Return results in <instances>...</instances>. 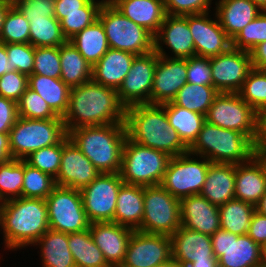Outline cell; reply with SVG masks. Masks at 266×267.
Listing matches in <instances>:
<instances>
[{
	"label": "cell",
	"instance_id": "6da1fadb",
	"mask_svg": "<svg viewBox=\"0 0 266 267\" xmlns=\"http://www.w3.org/2000/svg\"><path fill=\"white\" fill-rule=\"evenodd\" d=\"M126 107L117 90L93 82L72 87L68 109L62 117L66 130L82 126L125 123Z\"/></svg>",
	"mask_w": 266,
	"mask_h": 267
},
{
	"label": "cell",
	"instance_id": "7a4b0ae2",
	"mask_svg": "<svg viewBox=\"0 0 266 267\" xmlns=\"http://www.w3.org/2000/svg\"><path fill=\"white\" fill-rule=\"evenodd\" d=\"M0 228L5 250L33 246L49 230L45 199L20 197L1 202Z\"/></svg>",
	"mask_w": 266,
	"mask_h": 267
},
{
	"label": "cell",
	"instance_id": "3957f363",
	"mask_svg": "<svg viewBox=\"0 0 266 267\" xmlns=\"http://www.w3.org/2000/svg\"><path fill=\"white\" fill-rule=\"evenodd\" d=\"M127 137L145 147L166 152L171 157L184 154L189 148L171 127L161 105L136 104L126 108Z\"/></svg>",
	"mask_w": 266,
	"mask_h": 267
},
{
	"label": "cell",
	"instance_id": "277c9868",
	"mask_svg": "<svg viewBox=\"0 0 266 267\" xmlns=\"http://www.w3.org/2000/svg\"><path fill=\"white\" fill-rule=\"evenodd\" d=\"M100 173H119L127 138L125 123L82 126L68 133Z\"/></svg>",
	"mask_w": 266,
	"mask_h": 267
},
{
	"label": "cell",
	"instance_id": "5b68a950",
	"mask_svg": "<svg viewBox=\"0 0 266 267\" xmlns=\"http://www.w3.org/2000/svg\"><path fill=\"white\" fill-rule=\"evenodd\" d=\"M189 152L212 163L242 164L256 154V149L245 134L205 121Z\"/></svg>",
	"mask_w": 266,
	"mask_h": 267
},
{
	"label": "cell",
	"instance_id": "8992f818",
	"mask_svg": "<svg viewBox=\"0 0 266 267\" xmlns=\"http://www.w3.org/2000/svg\"><path fill=\"white\" fill-rule=\"evenodd\" d=\"M170 159L166 152L142 146L127 137L119 174L126 184L157 186L163 180Z\"/></svg>",
	"mask_w": 266,
	"mask_h": 267
},
{
	"label": "cell",
	"instance_id": "52a82bcc",
	"mask_svg": "<svg viewBox=\"0 0 266 267\" xmlns=\"http://www.w3.org/2000/svg\"><path fill=\"white\" fill-rule=\"evenodd\" d=\"M8 134L12 158L24 160L36 150L59 144L68 132L63 119L18 117Z\"/></svg>",
	"mask_w": 266,
	"mask_h": 267
},
{
	"label": "cell",
	"instance_id": "ba28073f",
	"mask_svg": "<svg viewBox=\"0 0 266 267\" xmlns=\"http://www.w3.org/2000/svg\"><path fill=\"white\" fill-rule=\"evenodd\" d=\"M98 19L104 26L110 48L136 56L154 51V36L120 13L109 0L101 6Z\"/></svg>",
	"mask_w": 266,
	"mask_h": 267
},
{
	"label": "cell",
	"instance_id": "9c48e42d",
	"mask_svg": "<svg viewBox=\"0 0 266 267\" xmlns=\"http://www.w3.org/2000/svg\"><path fill=\"white\" fill-rule=\"evenodd\" d=\"M210 163L189 151L171 157L160 185L179 200L200 194Z\"/></svg>",
	"mask_w": 266,
	"mask_h": 267
},
{
	"label": "cell",
	"instance_id": "30bf717a",
	"mask_svg": "<svg viewBox=\"0 0 266 267\" xmlns=\"http://www.w3.org/2000/svg\"><path fill=\"white\" fill-rule=\"evenodd\" d=\"M49 229L66 234L89 229V221L83 206L80 190L55 186L45 199Z\"/></svg>",
	"mask_w": 266,
	"mask_h": 267
},
{
	"label": "cell",
	"instance_id": "8fae6325",
	"mask_svg": "<svg viewBox=\"0 0 266 267\" xmlns=\"http://www.w3.org/2000/svg\"><path fill=\"white\" fill-rule=\"evenodd\" d=\"M180 226V200L161 185L144 186V214L138 230L171 236Z\"/></svg>",
	"mask_w": 266,
	"mask_h": 267
},
{
	"label": "cell",
	"instance_id": "7c38bea8",
	"mask_svg": "<svg viewBox=\"0 0 266 267\" xmlns=\"http://www.w3.org/2000/svg\"><path fill=\"white\" fill-rule=\"evenodd\" d=\"M208 123L245 134L253 143L256 111L238 93H218L205 116Z\"/></svg>",
	"mask_w": 266,
	"mask_h": 267
},
{
	"label": "cell",
	"instance_id": "4fadbf2b",
	"mask_svg": "<svg viewBox=\"0 0 266 267\" xmlns=\"http://www.w3.org/2000/svg\"><path fill=\"white\" fill-rule=\"evenodd\" d=\"M218 267H261L262 246L248 234L237 235L219 229L211 235Z\"/></svg>",
	"mask_w": 266,
	"mask_h": 267
},
{
	"label": "cell",
	"instance_id": "5bb4252c",
	"mask_svg": "<svg viewBox=\"0 0 266 267\" xmlns=\"http://www.w3.org/2000/svg\"><path fill=\"white\" fill-rule=\"evenodd\" d=\"M123 183L119 173H100L91 184L80 190L91 223L113 221L119 189Z\"/></svg>",
	"mask_w": 266,
	"mask_h": 267
},
{
	"label": "cell",
	"instance_id": "9a60e30c",
	"mask_svg": "<svg viewBox=\"0 0 266 267\" xmlns=\"http://www.w3.org/2000/svg\"><path fill=\"white\" fill-rule=\"evenodd\" d=\"M172 258L171 238L165 234L133 231L120 267H155Z\"/></svg>",
	"mask_w": 266,
	"mask_h": 267
},
{
	"label": "cell",
	"instance_id": "2e32d148",
	"mask_svg": "<svg viewBox=\"0 0 266 267\" xmlns=\"http://www.w3.org/2000/svg\"><path fill=\"white\" fill-rule=\"evenodd\" d=\"M157 53L138 55L117 90L120 102L127 108L136 104H150Z\"/></svg>",
	"mask_w": 266,
	"mask_h": 267
},
{
	"label": "cell",
	"instance_id": "e0dca14e",
	"mask_svg": "<svg viewBox=\"0 0 266 267\" xmlns=\"http://www.w3.org/2000/svg\"><path fill=\"white\" fill-rule=\"evenodd\" d=\"M214 88L219 93H238L252 69L250 52L231 47L227 52L210 58Z\"/></svg>",
	"mask_w": 266,
	"mask_h": 267
},
{
	"label": "cell",
	"instance_id": "ac0fdd59",
	"mask_svg": "<svg viewBox=\"0 0 266 267\" xmlns=\"http://www.w3.org/2000/svg\"><path fill=\"white\" fill-rule=\"evenodd\" d=\"M211 12L185 15L195 44V56L211 58L227 52L232 40L221 27L218 17ZM215 18V19H214Z\"/></svg>",
	"mask_w": 266,
	"mask_h": 267
},
{
	"label": "cell",
	"instance_id": "d6986e66",
	"mask_svg": "<svg viewBox=\"0 0 266 267\" xmlns=\"http://www.w3.org/2000/svg\"><path fill=\"white\" fill-rule=\"evenodd\" d=\"M100 172L67 135L62 140V160L55 184L81 190L91 184Z\"/></svg>",
	"mask_w": 266,
	"mask_h": 267
},
{
	"label": "cell",
	"instance_id": "ffe728a7",
	"mask_svg": "<svg viewBox=\"0 0 266 267\" xmlns=\"http://www.w3.org/2000/svg\"><path fill=\"white\" fill-rule=\"evenodd\" d=\"M162 44L170 49L171 55L167 54ZM154 51L158 56L167 58L195 56V44L184 16L166 15L158 33L154 36Z\"/></svg>",
	"mask_w": 266,
	"mask_h": 267
},
{
	"label": "cell",
	"instance_id": "44dd1931",
	"mask_svg": "<svg viewBox=\"0 0 266 267\" xmlns=\"http://www.w3.org/2000/svg\"><path fill=\"white\" fill-rule=\"evenodd\" d=\"M187 82V58H167L157 55L150 104L172 102Z\"/></svg>",
	"mask_w": 266,
	"mask_h": 267
},
{
	"label": "cell",
	"instance_id": "7402d4cb",
	"mask_svg": "<svg viewBox=\"0 0 266 267\" xmlns=\"http://www.w3.org/2000/svg\"><path fill=\"white\" fill-rule=\"evenodd\" d=\"M89 231L111 267H120L125 259L129 239L134 230L113 222L91 223Z\"/></svg>",
	"mask_w": 266,
	"mask_h": 267
},
{
	"label": "cell",
	"instance_id": "603a6c76",
	"mask_svg": "<svg viewBox=\"0 0 266 267\" xmlns=\"http://www.w3.org/2000/svg\"><path fill=\"white\" fill-rule=\"evenodd\" d=\"M180 218L181 226L210 236L221 228L219 206L201 194L180 199Z\"/></svg>",
	"mask_w": 266,
	"mask_h": 267
},
{
	"label": "cell",
	"instance_id": "cb8c5ba5",
	"mask_svg": "<svg viewBox=\"0 0 266 267\" xmlns=\"http://www.w3.org/2000/svg\"><path fill=\"white\" fill-rule=\"evenodd\" d=\"M170 238L172 258L181 266L193 261L217 260L210 235L180 226Z\"/></svg>",
	"mask_w": 266,
	"mask_h": 267
},
{
	"label": "cell",
	"instance_id": "d4e9b609",
	"mask_svg": "<svg viewBox=\"0 0 266 267\" xmlns=\"http://www.w3.org/2000/svg\"><path fill=\"white\" fill-rule=\"evenodd\" d=\"M266 193V167L255 154L248 162L236 164L235 198L256 206Z\"/></svg>",
	"mask_w": 266,
	"mask_h": 267
},
{
	"label": "cell",
	"instance_id": "484cf974",
	"mask_svg": "<svg viewBox=\"0 0 266 267\" xmlns=\"http://www.w3.org/2000/svg\"><path fill=\"white\" fill-rule=\"evenodd\" d=\"M134 23L155 36L166 17L164 0H109Z\"/></svg>",
	"mask_w": 266,
	"mask_h": 267
},
{
	"label": "cell",
	"instance_id": "4316f807",
	"mask_svg": "<svg viewBox=\"0 0 266 267\" xmlns=\"http://www.w3.org/2000/svg\"><path fill=\"white\" fill-rule=\"evenodd\" d=\"M136 55L109 48L92 67V81L116 90L123 83Z\"/></svg>",
	"mask_w": 266,
	"mask_h": 267
},
{
	"label": "cell",
	"instance_id": "83f0119b",
	"mask_svg": "<svg viewBox=\"0 0 266 267\" xmlns=\"http://www.w3.org/2000/svg\"><path fill=\"white\" fill-rule=\"evenodd\" d=\"M214 11L228 37H234L263 10L251 0H217Z\"/></svg>",
	"mask_w": 266,
	"mask_h": 267
},
{
	"label": "cell",
	"instance_id": "f1b7e54d",
	"mask_svg": "<svg viewBox=\"0 0 266 267\" xmlns=\"http://www.w3.org/2000/svg\"><path fill=\"white\" fill-rule=\"evenodd\" d=\"M235 171L236 164L211 162L200 194L217 206L234 199Z\"/></svg>",
	"mask_w": 266,
	"mask_h": 267
},
{
	"label": "cell",
	"instance_id": "f546056e",
	"mask_svg": "<svg viewBox=\"0 0 266 267\" xmlns=\"http://www.w3.org/2000/svg\"><path fill=\"white\" fill-rule=\"evenodd\" d=\"M144 214V186L123 183L119 189L113 223L138 230Z\"/></svg>",
	"mask_w": 266,
	"mask_h": 267
},
{
	"label": "cell",
	"instance_id": "4dcf8cb0",
	"mask_svg": "<svg viewBox=\"0 0 266 267\" xmlns=\"http://www.w3.org/2000/svg\"><path fill=\"white\" fill-rule=\"evenodd\" d=\"M33 246H40L42 267H76L66 233L49 229Z\"/></svg>",
	"mask_w": 266,
	"mask_h": 267
},
{
	"label": "cell",
	"instance_id": "1f68e13d",
	"mask_svg": "<svg viewBox=\"0 0 266 267\" xmlns=\"http://www.w3.org/2000/svg\"><path fill=\"white\" fill-rule=\"evenodd\" d=\"M28 87L37 92L58 116H64L71 88L60 78L31 74L28 76Z\"/></svg>",
	"mask_w": 266,
	"mask_h": 267
},
{
	"label": "cell",
	"instance_id": "d6a6232c",
	"mask_svg": "<svg viewBox=\"0 0 266 267\" xmlns=\"http://www.w3.org/2000/svg\"><path fill=\"white\" fill-rule=\"evenodd\" d=\"M60 63V79L70 88L91 81L92 66L69 40L60 45Z\"/></svg>",
	"mask_w": 266,
	"mask_h": 267
},
{
	"label": "cell",
	"instance_id": "836d02e7",
	"mask_svg": "<svg viewBox=\"0 0 266 267\" xmlns=\"http://www.w3.org/2000/svg\"><path fill=\"white\" fill-rule=\"evenodd\" d=\"M69 41L92 67L110 48L104 26L99 19L75 34Z\"/></svg>",
	"mask_w": 266,
	"mask_h": 267
},
{
	"label": "cell",
	"instance_id": "e575fe53",
	"mask_svg": "<svg viewBox=\"0 0 266 267\" xmlns=\"http://www.w3.org/2000/svg\"><path fill=\"white\" fill-rule=\"evenodd\" d=\"M161 106L165 109L171 127L178 132L183 143L190 148L206 121L205 115L189 111L172 102L164 103Z\"/></svg>",
	"mask_w": 266,
	"mask_h": 267
},
{
	"label": "cell",
	"instance_id": "d590c367",
	"mask_svg": "<svg viewBox=\"0 0 266 267\" xmlns=\"http://www.w3.org/2000/svg\"><path fill=\"white\" fill-rule=\"evenodd\" d=\"M68 247L76 267H111L94 243L89 229L68 234Z\"/></svg>",
	"mask_w": 266,
	"mask_h": 267
},
{
	"label": "cell",
	"instance_id": "8d00e7d4",
	"mask_svg": "<svg viewBox=\"0 0 266 267\" xmlns=\"http://www.w3.org/2000/svg\"><path fill=\"white\" fill-rule=\"evenodd\" d=\"M255 206L239 199H232L219 206L220 227L237 235H246Z\"/></svg>",
	"mask_w": 266,
	"mask_h": 267
},
{
	"label": "cell",
	"instance_id": "74e56055",
	"mask_svg": "<svg viewBox=\"0 0 266 267\" xmlns=\"http://www.w3.org/2000/svg\"><path fill=\"white\" fill-rule=\"evenodd\" d=\"M219 92L213 85L186 83L172 100L173 104L206 116Z\"/></svg>",
	"mask_w": 266,
	"mask_h": 267
},
{
	"label": "cell",
	"instance_id": "f35d334b",
	"mask_svg": "<svg viewBox=\"0 0 266 267\" xmlns=\"http://www.w3.org/2000/svg\"><path fill=\"white\" fill-rule=\"evenodd\" d=\"M29 24V43L33 47H59L67 41L55 16L30 18Z\"/></svg>",
	"mask_w": 266,
	"mask_h": 267
},
{
	"label": "cell",
	"instance_id": "ab89813d",
	"mask_svg": "<svg viewBox=\"0 0 266 267\" xmlns=\"http://www.w3.org/2000/svg\"><path fill=\"white\" fill-rule=\"evenodd\" d=\"M24 160L12 159L0 164V203L22 197Z\"/></svg>",
	"mask_w": 266,
	"mask_h": 267
},
{
	"label": "cell",
	"instance_id": "60d3db41",
	"mask_svg": "<svg viewBox=\"0 0 266 267\" xmlns=\"http://www.w3.org/2000/svg\"><path fill=\"white\" fill-rule=\"evenodd\" d=\"M55 186V179L53 177L24 161L22 197L46 199Z\"/></svg>",
	"mask_w": 266,
	"mask_h": 267
},
{
	"label": "cell",
	"instance_id": "b9f144b4",
	"mask_svg": "<svg viewBox=\"0 0 266 267\" xmlns=\"http://www.w3.org/2000/svg\"><path fill=\"white\" fill-rule=\"evenodd\" d=\"M30 24L17 7H10L2 24L0 42L29 43Z\"/></svg>",
	"mask_w": 266,
	"mask_h": 267
},
{
	"label": "cell",
	"instance_id": "7bdbcfd3",
	"mask_svg": "<svg viewBox=\"0 0 266 267\" xmlns=\"http://www.w3.org/2000/svg\"><path fill=\"white\" fill-rule=\"evenodd\" d=\"M238 94L256 112L266 107V70L252 68Z\"/></svg>",
	"mask_w": 266,
	"mask_h": 267
},
{
	"label": "cell",
	"instance_id": "ee69618b",
	"mask_svg": "<svg viewBox=\"0 0 266 267\" xmlns=\"http://www.w3.org/2000/svg\"><path fill=\"white\" fill-rule=\"evenodd\" d=\"M18 116L28 119H62L34 90L27 88L17 102Z\"/></svg>",
	"mask_w": 266,
	"mask_h": 267
},
{
	"label": "cell",
	"instance_id": "f6af8a7d",
	"mask_svg": "<svg viewBox=\"0 0 266 267\" xmlns=\"http://www.w3.org/2000/svg\"><path fill=\"white\" fill-rule=\"evenodd\" d=\"M266 41V10L247 24L232 40V47L250 52L256 45Z\"/></svg>",
	"mask_w": 266,
	"mask_h": 267
},
{
	"label": "cell",
	"instance_id": "bcb514c9",
	"mask_svg": "<svg viewBox=\"0 0 266 267\" xmlns=\"http://www.w3.org/2000/svg\"><path fill=\"white\" fill-rule=\"evenodd\" d=\"M62 160V141L34 151L24 161L56 179Z\"/></svg>",
	"mask_w": 266,
	"mask_h": 267
},
{
	"label": "cell",
	"instance_id": "7dc6e473",
	"mask_svg": "<svg viewBox=\"0 0 266 267\" xmlns=\"http://www.w3.org/2000/svg\"><path fill=\"white\" fill-rule=\"evenodd\" d=\"M32 74L60 78V46L34 47V67Z\"/></svg>",
	"mask_w": 266,
	"mask_h": 267
},
{
	"label": "cell",
	"instance_id": "c3c4849f",
	"mask_svg": "<svg viewBox=\"0 0 266 267\" xmlns=\"http://www.w3.org/2000/svg\"><path fill=\"white\" fill-rule=\"evenodd\" d=\"M8 63L13 70L31 75L34 67V47L30 43L6 44Z\"/></svg>",
	"mask_w": 266,
	"mask_h": 267
},
{
	"label": "cell",
	"instance_id": "681fc988",
	"mask_svg": "<svg viewBox=\"0 0 266 267\" xmlns=\"http://www.w3.org/2000/svg\"><path fill=\"white\" fill-rule=\"evenodd\" d=\"M28 88V76L16 70L0 77V96L18 102Z\"/></svg>",
	"mask_w": 266,
	"mask_h": 267
},
{
	"label": "cell",
	"instance_id": "f907efd6",
	"mask_svg": "<svg viewBox=\"0 0 266 267\" xmlns=\"http://www.w3.org/2000/svg\"><path fill=\"white\" fill-rule=\"evenodd\" d=\"M99 12L62 13L60 21L63 36L69 40L98 19Z\"/></svg>",
	"mask_w": 266,
	"mask_h": 267
},
{
	"label": "cell",
	"instance_id": "816d5d0a",
	"mask_svg": "<svg viewBox=\"0 0 266 267\" xmlns=\"http://www.w3.org/2000/svg\"><path fill=\"white\" fill-rule=\"evenodd\" d=\"M213 0H164L167 15L185 16L208 13Z\"/></svg>",
	"mask_w": 266,
	"mask_h": 267
},
{
	"label": "cell",
	"instance_id": "f5cc1de1",
	"mask_svg": "<svg viewBox=\"0 0 266 267\" xmlns=\"http://www.w3.org/2000/svg\"><path fill=\"white\" fill-rule=\"evenodd\" d=\"M199 85H213L210 58H187V82Z\"/></svg>",
	"mask_w": 266,
	"mask_h": 267
},
{
	"label": "cell",
	"instance_id": "db71d44e",
	"mask_svg": "<svg viewBox=\"0 0 266 267\" xmlns=\"http://www.w3.org/2000/svg\"><path fill=\"white\" fill-rule=\"evenodd\" d=\"M106 0H55L54 16L60 22L62 13L99 12Z\"/></svg>",
	"mask_w": 266,
	"mask_h": 267
},
{
	"label": "cell",
	"instance_id": "11a10c76",
	"mask_svg": "<svg viewBox=\"0 0 266 267\" xmlns=\"http://www.w3.org/2000/svg\"><path fill=\"white\" fill-rule=\"evenodd\" d=\"M55 0H25L16 7L30 21V18L54 16Z\"/></svg>",
	"mask_w": 266,
	"mask_h": 267
},
{
	"label": "cell",
	"instance_id": "9f6ffc18",
	"mask_svg": "<svg viewBox=\"0 0 266 267\" xmlns=\"http://www.w3.org/2000/svg\"><path fill=\"white\" fill-rule=\"evenodd\" d=\"M18 117L17 102L0 96V133H9Z\"/></svg>",
	"mask_w": 266,
	"mask_h": 267
},
{
	"label": "cell",
	"instance_id": "6f0895ef",
	"mask_svg": "<svg viewBox=\"0 0 266 267\" xmlns=\"http://www.w3.org/2000/svg\"><path fill=\"white\" fill-rule=\"evenodd\" d=\"M247 234L262 246L266 242V216L255 211Z\"/></svg>",
	"mask_w": 266,
	"mask_h": 267
},
{
	"label": "cell",
	"instance_id": "680465c9",
	"mask_svg": "<svg viewBox=\"0 0 266 267\" xmlns=\"http://www.w3.org/2000/svg\"><path fill=\"white\" fill-rule=\"evenodd\" d=\"M254 146L256 150L266 149V107L256 112V135Z\"/></svg>",
	"mask_w": 266,
	"mask_h": 267
},
{
	"label": "cell",
	"instance_id": "91938a15",
	"mask_svg": "<svg viewBox=\"0 0 266 267\" xmlns=\"http://www.w3.org/2000/svg\"><path fill=\"white\" fill-rule=\"evenodd\" d=\"M252 68L266 70V41L250 51Z\"/></svg>",
	"mask_w": 266,
	"mask_h": 267
},
{
	"label": "cell",
	"instance_id": "94428289",
	"mask_svg": "<svg viewBox=\"0 0 266 267\" xmlns=\"http://www.w3.org/2000/svg\"><path fill=\"white\" fill-rule=\"evenodd\" d=\"M12 159L9 145V134L0 133V164L7 163Z\"/></svg>",
	"mask_w": 266,
	"mask_h": 267
},
{
	"label": "cell",
	"instance_id": "6125c7cd",
	"mask_svg": "<svg viewBox=\"0 0 266 267\" xmlns=\"http://www.w3.org/2000/svg\"><path fill=\"white\" fill-rule=\"evenodd\" d=\"M13 69L8 63V55L6 52V44L0 42V77L8 71Z\"/></svg>",
	"mask_w": 266,
	"mask_h": 267
},
{
	"label": "cell",
	"instance_id": "be15d7a7",
	"mask_svg": "<svg viewBox=\"0 0 266 267\" xmlns=\"http://www.w3.org/2000/svg\"><path fill=\"white\" fill-rule=\"evenodd\" d=\"M181 267H218L217 260H202V261H193L187 266Z\"/></svg>",
	"mask_w": 266,
	"mask_h": 267
},
{
	"label": "cell",
	"instance_id": "e7e4bbea",
	"mask_svg": "<svg viewBox=\"0 0 266 267\" xmlns=\"http://www.w3.org/2000/svg\"><path fill=\"white\" fill-rule=\"evenodd\" d=\"M11 6L8 4L4 3L2 0H0V32L2 29V24L4 22V18Z\"/></svg>",
	"mask_w": 266,
	"mask_h": 267
},
{
	"label": "cell",
	"instance_id": "03108f58",
	"mask_svg": "<svg viewBox=\"0 0 266 267\" xmlns=\"http://www.w3.org/2000/svg\"><path fill=\"white\" fill-rule=\"evenodd\" d=\"M255 209L261 215L266 216V193L260 198V201L255 206Z\"/></svg>",
	"mask_w": 266,
	"mask_h": 267
},
{
	"label": "cell",
	"instance_id": "003e7915",
	"mask_svg": "<svg viewBox=\"0 0 266 267\" xmlns=\"http://www.w3.org/2000/svg\"><path fill=\"white\" fill-rule=\"evenodd\" d=\"M155 267H181L179 263H177L173 258L169 259L168 261L159 264Z\"/></svg>",
	"mask_w": 266,
	"mask_h": 267
},
{
	"label": "cell",
	"instance_id": "a7ac6f4b",
	"mask_svg": "<svg viewBox=\"0 0 266 267\" xmlns=\"http://www.w3.org/2000/svg\"><path fill=\"white\" fill-rule=\"evenodd\" d=\"M256 155L263 161L266 167V149L256 150Z\"/></svg>",
	"mask_w": 266,
	"mask_h": 267
},
{
	"label": "cell",
	"instance_id": "89a4df30",
	"mask_svg": "<svg viewBox=\"0 0 266 267\" xmlns=\"http://www.w3.org/2000/svg\"><path fill=\"white\" fill-rule=\"evenodd\" d=\"M2 1L11 7H16L19 3L24 2L25 0H2Z\"/></svg>",
	"mask_w": 266,
	"mask_h": 267
},
{
	"label": "cell",
	"instance_id": "2644e50d",
	"mask_svg": "<svg viewBox=\"0 0 266 267\" xmlns=\"http://www.w3.org/2000/svg\"><path fill=\"white\" fill-rule=\"evenodd\" d=\"M255 3L260 9L266 10V0H251Z\"/></svg>",
	"mask_w": 266,
	"mask_h": 267
},
{
	"label": "cell",
	"instance_id": "8c879c8a",
	"mask_svg": "<svg viewBox=\"0 0 266 267\" xmlns=\"http://www.w3.org/2000/svg\"><path fill=\"white\" fill-rule=\"evenodd\" d=\"M262 267H266V251H262Z\"/></svg>",
	"mask_w": 266,
	"mask_h": 267
},
{
	"label": "cell",
	"instance_id": "753ad0ef",
	"mask_svg": "<svg viewBox=\"0 0 266 267\" xmlns=\"http://www.w3.org/2000/svg\"><path fill=\"white\" fill-rule=\"evenodd\" d=\"M262 251H266V242L262 245Z\"/></svg>",
	"mask_w": 266,
	"mask_h": 267
}]
</instances>
